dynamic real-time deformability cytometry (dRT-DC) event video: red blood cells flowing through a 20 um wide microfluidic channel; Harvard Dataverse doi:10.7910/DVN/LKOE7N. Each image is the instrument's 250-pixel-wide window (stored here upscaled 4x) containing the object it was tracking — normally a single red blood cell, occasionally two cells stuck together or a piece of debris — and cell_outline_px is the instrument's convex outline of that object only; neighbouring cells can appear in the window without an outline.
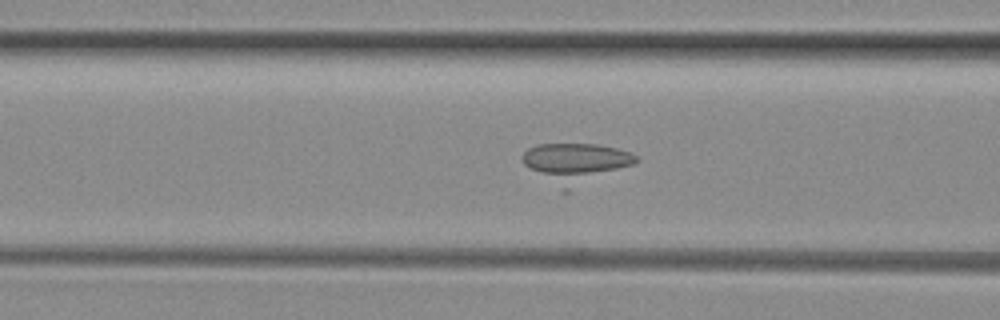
{"species": "common noctule bat (a hibernating species)", "species_latin": "Nyctalus noctula", "temperature_condition": "room temperature", "stored_images_in_passage": 12, "camera_frame_rate_fps": 3000, "um_per_image_px": 0.085, "animal": {"sex": "female", "body_mass_g": 29.2, "forearm_length_mm": 56.3}, "frame": {"image": 1, "passage_image": 10, "time_ms": 3.0, "image_size_px": [1000, 320], "cell_outline_px": [[640, 160], [632, 164], [568, 192], [560, 192], [524, 164], [524, 152], [528, 148], [536, 144], [596, 144], [616, 148], [632, 152]], "centroid_in_image_um": [48.92, 13.88], "position_along_channel_um": 117.7, "area_um2": 26.41}}